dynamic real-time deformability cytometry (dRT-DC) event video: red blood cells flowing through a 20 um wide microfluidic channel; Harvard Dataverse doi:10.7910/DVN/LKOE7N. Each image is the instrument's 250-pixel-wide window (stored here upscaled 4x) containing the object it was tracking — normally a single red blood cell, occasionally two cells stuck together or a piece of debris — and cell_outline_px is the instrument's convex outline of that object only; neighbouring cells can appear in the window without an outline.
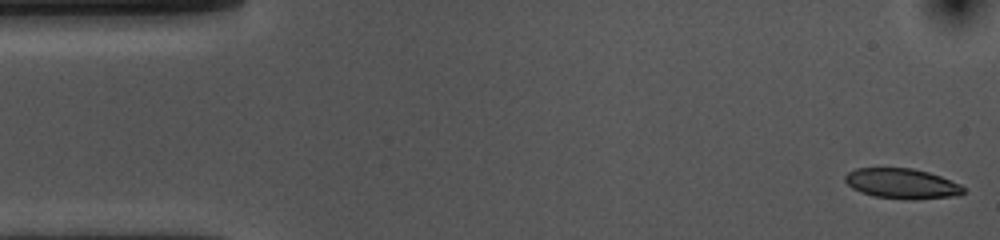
{"species": "common noctule bat (a hibernating species)", "species_latin": "Nyctalus noctula", "temperature_condition": "cold", "stored_images_in_passage": 54, "camera_frame_rate_fps": 3000, "um_per_image_px": 0.085, "animal": {"sex": "female", "body_mass_g": 10.0, "forearm_length_mm": 53.1}, "frame": {"image": 1, "passage_image": 1, "time_ms": 0.0, "image_size_px": [1000, 240], "cell_outline_px": [[964, 192], [960, 196], [916, 200], [908, 200], [872, 196], [860, 192], [852, 188], [844, 180], [844, 176], [848, 172], [856, 168], [912, 168], [928, 172], [940, 176], [960, 184], [964, 188]], "centroid_in_image_um": [76.67, 15.62], "position_along_channel_um": 8.3, "area_um2": 21.1}}
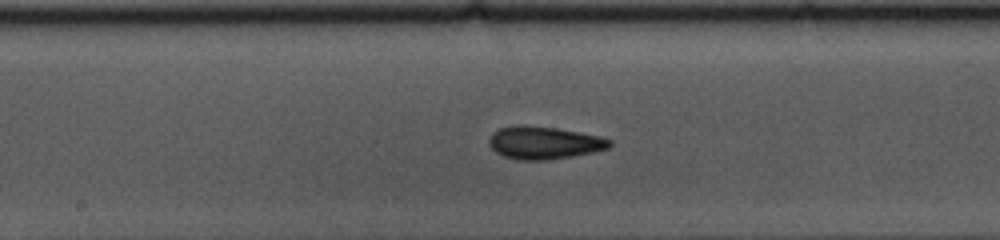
{"frame": {"image": 2, "passage_image": 26, "time_ms": 8.333, "image_size_px": [1000, 240], "cell_outline_px": [[612, 144], [608, 148], [596, 152], [548, 160], [520, 160], [504, 156], [496, 152], [488, 144], [488, 140], [492, 132], [500, 128], [520, 124], [524, 124], [556, 128], [600, 136], [612, 140]], "centroid_in_image_um": [46.24, 12.13], "position_along_channel_um": 202.0, "area_um2": 23.12}}
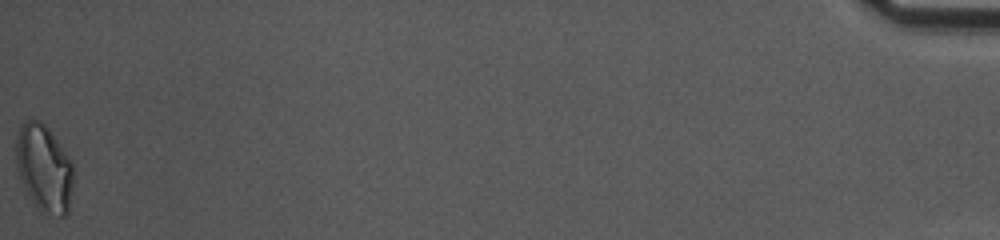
{"frame": {"image": 3, "passage_image": 54, "time_ms": 17.667, "image_size_px": [1000, 240], "cell_outline_px": [[72, 188], [68, 212], [64, 216], [44, 216], [36, 208], [20, 176], [16, 164], [16, 136], [20, 124], [28, 120], [40, 120], [48, 128], [68, 156], [72, 164]], "centroid_in_image_um": [3.74, 14.32], "position_along_channel_um": 431.5, "area_um2": 29.02}, "authors_computed_cell_mechanics": {"area_um2": 22.1374, "velocity_mm_per_s": 3.606, "shape_relaxation_time_tau1_ms": 6.1085, "shape_relaxation_time_tau2_ms": 2.7346, "deformation_change_tau1": 0.1375, "deformation_change_tau2": 0.0874}}